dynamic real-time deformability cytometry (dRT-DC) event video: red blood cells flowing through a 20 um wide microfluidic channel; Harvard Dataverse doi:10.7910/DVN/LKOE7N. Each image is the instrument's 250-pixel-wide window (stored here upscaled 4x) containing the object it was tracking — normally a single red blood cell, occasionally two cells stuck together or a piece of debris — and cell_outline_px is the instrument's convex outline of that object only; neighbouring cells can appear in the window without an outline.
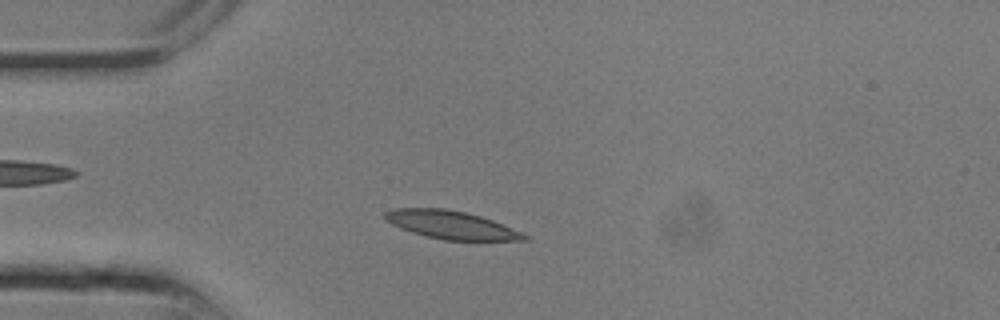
{"species": "common noctule bat (a hibernating species)", "species_latin": "Nyctalus noctula", "temperature_condition": "room temperature", "stored_images_in_passage": 12, "camera_frame_rate_fps": 3000, "um_per_image_px": 0.085, "animal": {"sex": "male", "body_mass_g": 13.3}, "frame": {"image": 1, "passage_image": 4, "time_ms": 1.0, "image_size_px": [1000, 320], "cell_outline_px": [[528, 240], [444, 240], [424, 236], [400, 228], [384, 220], [384, 212], [396, 208], [444, 208], [464, 212], [480, 216], [492, 220], [520, 232], [528, 236]], "centroid_in_image_um": [38.29, 19.11], "position_along_channel_um": 46.7, "area_um2": 22.6}}
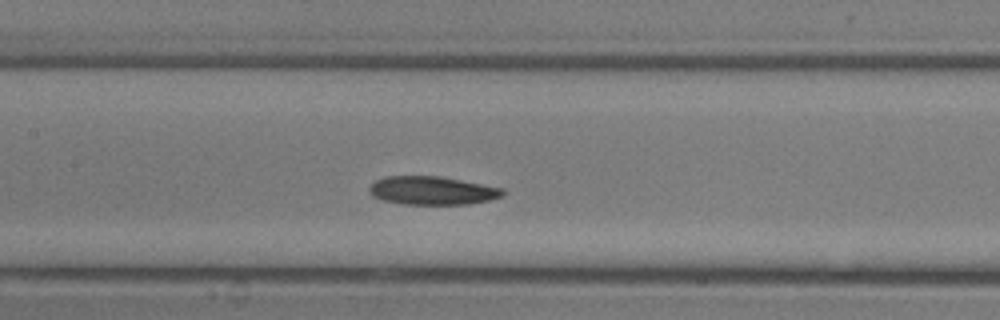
{"frame": {"image": 2, "passage_image": 9, "time_ms": 2.667, "image_size_px": [1000, 320], "cell_outline_px": [[504, 196], [488, 200], [468, 204], [404, 204], [384, 200], [372, 196], [368, 188], [376, 180], [384, 176], [440, 176], [504, 188]], "centroid_in_image_um": [36.74, 16.19], "position_along_channel_um": 170.7, "area_um2": 22.02}}
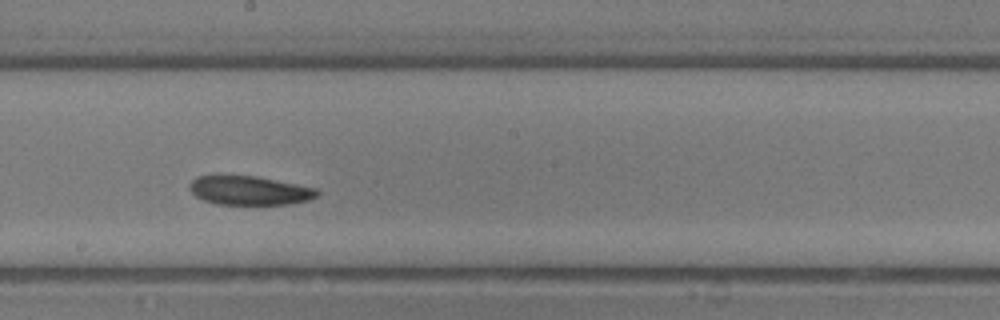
{"frame": {"image": 3, "passage_image": 11, "time_ms": 3.333, "image_size_px": [1000, 320], "cell_outline_px": [[320, 192], [316, 196], [308, 200], [288, 204], [216, 204], [204, 200], [196, 196], [188, 188], [188, 184], [196, 176], [256, 176], [316, 188]], "centroid_in_image_um": [21.18, 16.19], "position_along_channel_um": 227.0, "area_um2": 21.33}}